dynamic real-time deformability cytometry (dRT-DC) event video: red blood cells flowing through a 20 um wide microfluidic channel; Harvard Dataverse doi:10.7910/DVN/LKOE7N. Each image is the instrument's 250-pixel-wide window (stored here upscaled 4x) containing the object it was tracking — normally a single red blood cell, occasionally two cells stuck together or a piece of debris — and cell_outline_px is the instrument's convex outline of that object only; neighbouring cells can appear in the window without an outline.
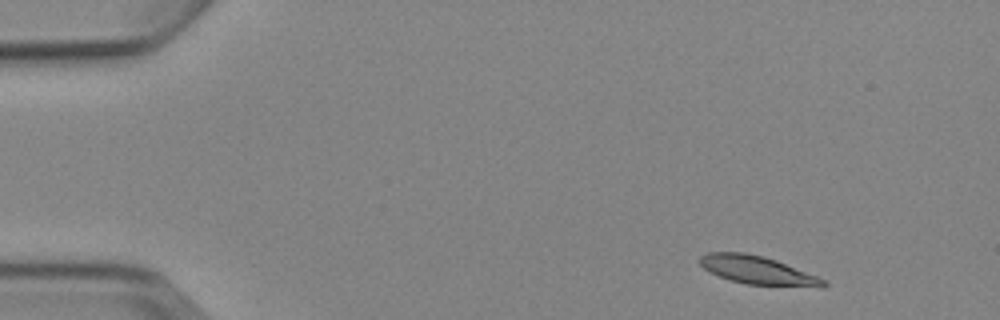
{"species": "Egyptian fruit bat (a non-hibernating species)", "species_latin": "Rousettus aegyptiacus", "temperature_condition": "cold", "stored_images_in_passage": 4, "camera_frame_rate_fps": 3000, "um_per_image_px": 0.085, "animal": {"sex": "female"}, "frame": {"image": 1, "passage_image": 1, "time_ms": 0.0, "image_size_px": [1000, 320], "cell_outline_px": [[828, 284], [824, 288], [820, 288], [744, 284], [720, 276], [704, 268], [700, 264], [700, 256], [708, 252], [744, 252], [764, 256], [776, 260], [828, 280]], "centroid_in_image_um": [64.49, 22.98], "position_along_channel_um": 20.5, "area_um2": 20.58}}
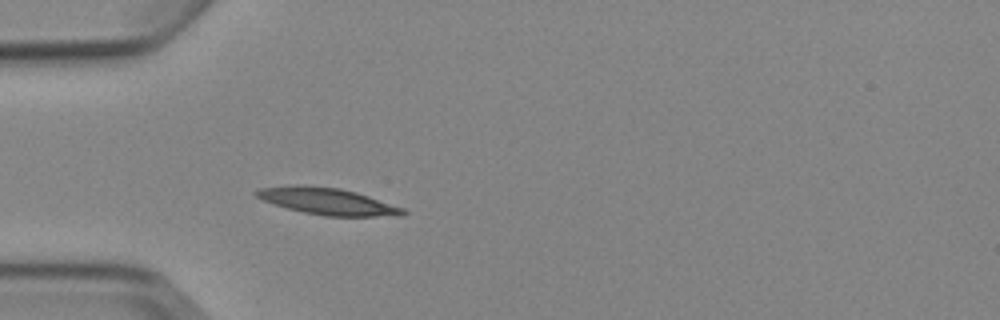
{"frame": {"image": 2, "passage_image": 4, "time_ms": 3.333, "image_size_px": [1000, 320], "cell_outline_px": [[408, 212], [404, 216], [324, 216], [304, 212], [288, 208], [264, 200], [256, 196], [252, 192], [260, 188], [292, 184], [300, 184], [340, 188], [356, 192], [404, 208]], "centroid_in_image_um": [27.85, 17.1], "position_along_channel_um": 57.1, "area_um2": 22.89}}